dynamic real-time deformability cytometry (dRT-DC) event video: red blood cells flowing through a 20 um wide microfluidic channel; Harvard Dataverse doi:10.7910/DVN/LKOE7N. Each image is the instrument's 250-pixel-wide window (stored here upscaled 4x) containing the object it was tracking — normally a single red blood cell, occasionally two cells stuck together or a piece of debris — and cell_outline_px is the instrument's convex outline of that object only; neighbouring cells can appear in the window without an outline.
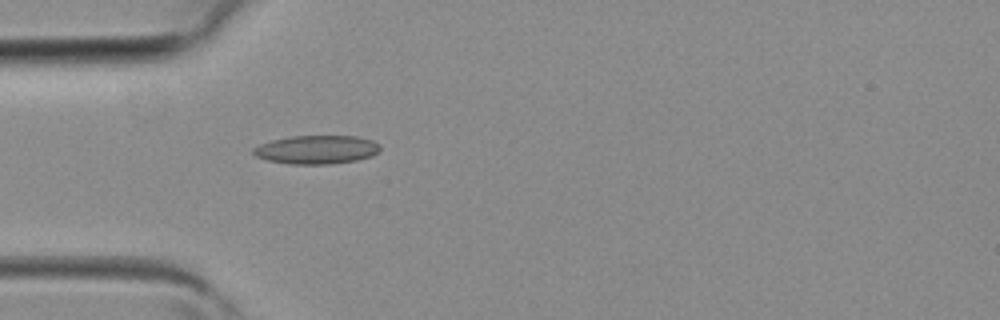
{"species": "common noctule bat (a hibernating species)", "species_latin": "Nyctalus noctula", "temperature_condition": "room temperature", "stored_images_in_passage": 1, "camera_frame_rate_fps": 3000, "um_per_image_px": 0.085, "animal": {"sex": "female", "body_mass_g": 19.3, "forearm_length_mm": 54.1}, "frame": {"image": 1, "passage_image": 1, "time_ms": 0.0, "image_size_px": [1000, 320], "cell_outline_px": [[380, 148], [372, 156], [356, 160], [332, 164], [288, 164], [268, 160], [256, 156], [252, 152], [252, 148], [260, 144], [272, 140], [292, 136], [356, 136], [372, 140], [380, 144]], "centroid_in_image_um": [26.9, 12.72], "position_along_channel_um": 58.1, "area_um2": 21.1}}